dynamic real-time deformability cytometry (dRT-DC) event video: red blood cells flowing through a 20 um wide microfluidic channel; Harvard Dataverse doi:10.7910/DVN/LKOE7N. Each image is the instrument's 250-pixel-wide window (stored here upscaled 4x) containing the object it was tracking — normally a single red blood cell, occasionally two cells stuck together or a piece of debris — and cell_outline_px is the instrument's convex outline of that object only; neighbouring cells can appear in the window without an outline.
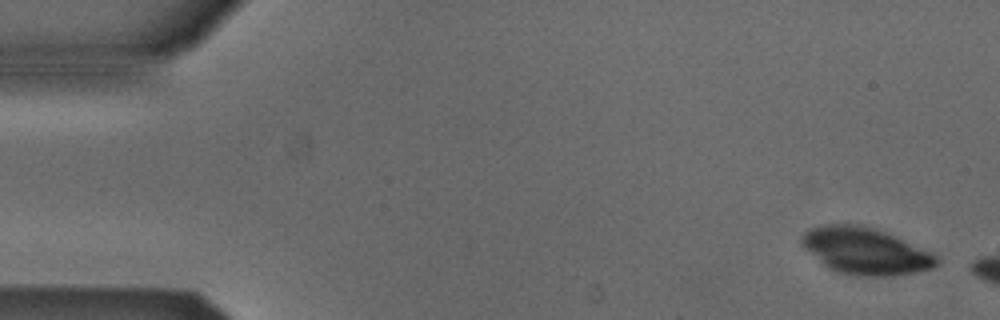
{"species": "Egyptian fruit bat (a non-hibernating species)", "species_latin": "Rousettus aegyptiacus", "temperature_condition": "cold", "stored_images_in_passage": 6, "camera_frame_rate_fps": 3000, "um_per_image_px": 0.085, "animal": {"sex": "male"}, "frame": {"image": 1, "passage_image": 1, "time_ms": 0.0, "image_size_px": [1000, 320], "cell_outline_px": [[940, 260], [932, 268], [892, 276], [856, 276], [836, 272], [828, 268], [804, 248], [800, 244], [800, 236], [804, 232], [812, 228], [824, 224], [860, 224], [884, 232], [932, 252]], "centroid_in_image_um": [73.51, 21.34], "position_along_channel_um": 11.5, "area_um2": 36.53}}